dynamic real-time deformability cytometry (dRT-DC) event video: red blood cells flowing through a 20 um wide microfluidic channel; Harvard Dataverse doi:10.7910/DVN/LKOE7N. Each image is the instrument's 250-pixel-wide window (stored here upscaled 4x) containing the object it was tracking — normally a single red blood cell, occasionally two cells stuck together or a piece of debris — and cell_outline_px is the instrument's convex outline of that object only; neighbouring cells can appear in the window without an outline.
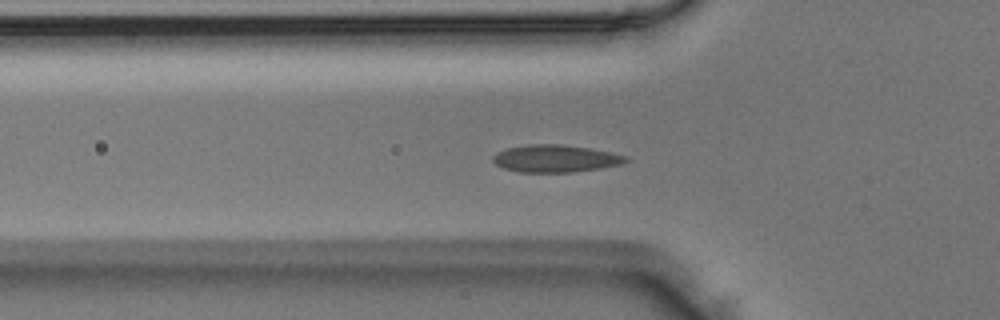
{"species": "Egyptian fruit bat (a non-hibernating species)", "species_latin": "Rousettus aegyptiacus", "temperature_condition": "room temperature", "stored_images_in_passage": 37, "camera_frame_rate_fps": 3000, "um_per_image_px": 0.085, "animal": {"sex": "male"}, "frame": {"image": 1, "passage_image": 2, "time_ms": 0.333, "image_size_px": [1000, 320], "cell_outline_px": [[632, 160], [620, 164], [600, 168], [572, 172], [520, 172], [504, 168], [496, 164], [492, 160], [492, 156], [496, 152], [508, 148], [528, 144], [564, 144], [588, 148], [628, 156]], "centroid_in_image_um": [47.21, 13.47], "position_along_channel_um": 78.6, "area_um2": 21.15}}
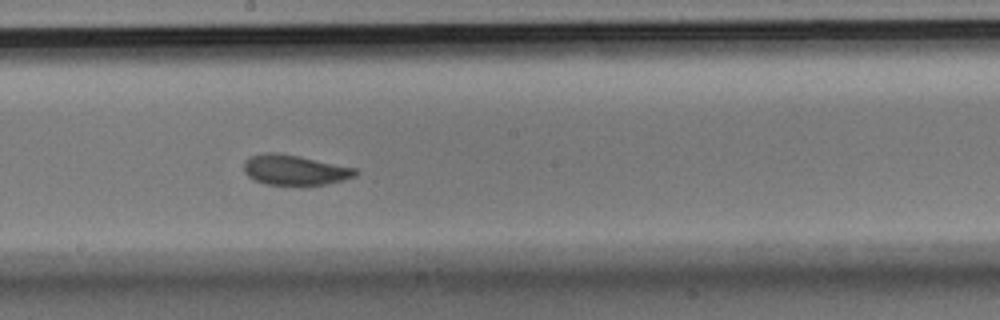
{"frame": {"image": 2, "passage_image": 13, "time_ms": 4.0, "image_size_px": [1000, 320], "cell_outline_px": [[360, 172], [356, 176], [344, 180], [324, 184], [264, 184], [248, 176], [244, 172], [244, 160], [248, 156], [264, 152], [276, 152], [300, 156], [356, 168]], "centroid_in_image_um": [25.04, 14.42], "position_along_channel_um": 223.2, "area_um2": 19.65}}
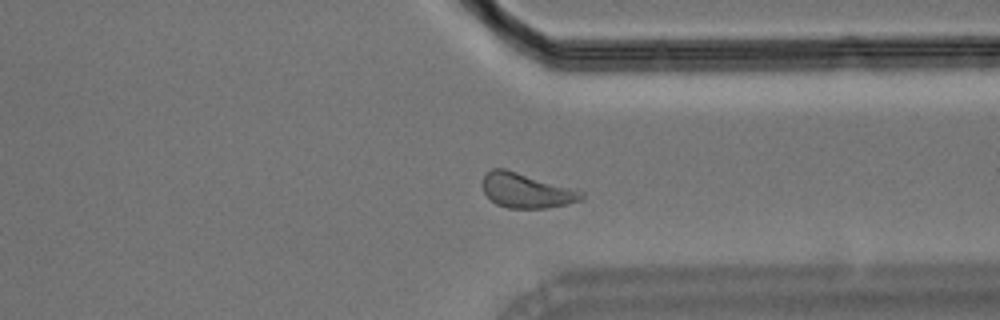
{"frame": {"image": 3, "passage_image": 24, "time_ms": 7.667, "image_size_px": [1000, 320], "cell_outline_px": [[584, 200], [544, 208], [508, 208], [496, 204], [484, 192], [480, 184], [484, 172], [492, 168], [504, 168], [584, 192]], "centroid_in_image_um": [44.67, 16.18], "position_along_channel_um": 366.7, "area_um2": 19.94}}